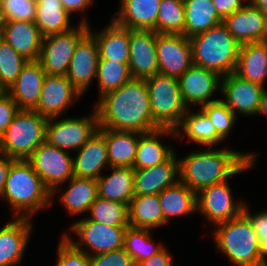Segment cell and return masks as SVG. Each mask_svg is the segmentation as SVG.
I'll return each mask as SVG.
<instances>
[{"label":"cell","mask_w":267,"mask_h":266,"mask_svg":"<svg viewBox=\"0 0 267 266\" xmlns=\"http://www.w3.org/2000/svg\"><path fill=\"white\" fill-rule=\"evenodd\" d=\"M128 210L132 228L151 230L166 224L158 194L134 195Z\"/></svg>","instance_id":"32"},{"label":"cell","mask_w":267,"mask_h":266,"mask_svg":"<svg viewBox=\"0 0 267 266\" xmlns=\"http://www.w3.org/2000/svg\"><path fill=\"white\" fill-rule=\"evenodd\" d=\"M250 2L267 15V0H251Z\"/></svg>","instance_id":"53"},{"label":"cell","mask_w":267,"mask_h":266,"mask_svg":"<svg viewBox=\"0 0 267 266\" xmlns=\"http://www.w3.org/2000/svg\"><path fill=\"white\" fill-rule=\"evenodd\" d=\"M31 231L30 218H16L0 229V266H15L20 263Z\"/></svg>","instance_id":"23"},{"label":"cell","mask_w":267,"mask_h":266,"mask_svg":"<svg viewBox=\"0 0 267 266\" xmlns=\"http://www.w3.org/2000/svg\"><path fill=\"white\" fill-rule=\"evenodd\" d=\"M266 77H267V68H266V72H265V80H266Z\"/></svg>","instance_id":"56"},{"label":"cell","mask_w":267,"mask_h":266,"mask_svg":"<svg viewBox=\"0 0 267 266\" xmlns=\"http://www.w3.org/2000/svg\"><path fill=\"white\" fill-rule=\"evenodd\" d=\"M36 17L34 23L43 37L63 33L74 28L70 15L60 0H36Z\"/></svg>","instance_id":"35"},{"label":"cell","mask_w":267,"mask_h":266,"mask_svg":"<svg viewBox=\"0 0 267 266\" xmlns=\"http://www.w3.org/2000/svg\"><path fill=\"white\" fill-rule=\"evenodd\" d=\"M159 73L181 77L192 65L190 39L182 34H160L156 37Z\"/></svg>","instance_id":"13"},{"label":"cell","mask_w":267,"mask_h":266,"mask_svg":"<svg viewBox=\"0 0 267 266\" xmlns=\"http://www.w3.org/2000/svg\"><path fill=\"white\" fill-rule=\"evenodd\" d=\"M222 23L241 45L267 41V15L250 1L225 17Z\"/></svg>","instance_id":"19"},{"label":"cell","mask_w":267,"mask_h":266,"mask_svg":"<svg viewBox=\"0 0 267 266\" xmlns=\"http://www.w3.org/2000/svg\"><path fill=\"white\" fill-rule=\"evenodd\" d=\"M154 122L160 128L176 129L187 111L176 77L157 73L146 78Z\"/></svg>","instance_id":"7"},{"label":"cell","mask_w":267,"mask_h":266,"mask_svg":"<svg viewBox=\"0 0 267 266\" xmlns=\"http://www.w3.org/2000/svg\"><path fill=\"white\" fill-rule=\"evenodd\" d=\"M222 76L210 69L192 65L178 78L179 88L187 108L199 104L204 106L219 99H211L215 92L221 90Z\"/></svg>","instance_id":"14"},{"label":"cell","mask_w":267,"mask_h":266,"mask_svg":"<svg viewBox=\"0 0 267 266\" xmlns=\"http://www.w3.org/2000/svg\"><path fill=\"white\" fill-rule=\"evenodd\" d=\"M88 117L49 118L46 123L45 141L61 150L78 151L99 129L95 108ZM58 121H57V120Z\"/></svg>","instance_id":"9"},{"label":"cell","mask_w":267,"mask_h":266,"mask_svg":"<svg viewBox=\"0 0 267 266\" xmlns=\"http://www.w3.org/2000/svg\"><path fill=\"white\" fill-rule=\"evenodd\" d=\"M128 205L98 196L89 208L88 219L113 227H129Z\"/></svg>","instance_id":"37"},{"label":"cell","mask_w":267,"mask_h":266,"mask_svg":"<svg viewBox=\"0 0 267 266\" xmlns=\"http://www.w3.org/2000/svg\"><path fill=\"white\" fill-rule=\"evenodd\" d=\"M160 2L161 0H121L119 11L115 12L111 20L130 30L156 32Z\"/></svg>","instance_id":"25"},{"label":"cell","mask_w":267,"mask_h":266,"mask_svg":"<svg viewBox=\"0 0 267 266\" xmlns=\"http://www.w3.org/2000/svg\"><path fill=\"white\" fill-rule=\"evenodd\" d=\"M267 68V41L240 46L235 74L243 80L265 86Z\"/></svg>","instance_id":"29"},{"label":"cell","mask_w":267,"mask_h":266,"mask_svg":"<svg viewBox=\"0 0 267 266\" xmlns=\"http://www.w3.org/2000/svg\"><path fill=\"white\" fill-rule=\"evenodd\" d=\"M111 174H102L98 179V196L103 199L129 204L134 197V169L110 167Z\"/></svg>","instance_id":"30"},{"label":"cell","mask_w":267,"mask_h":266,"mask_svg":"<svg viewBox=\"0 0 267 266\" xmlns=\"http://www.w3.org/2000/svg\"><path fill=\"white\" fill-rule=\"evenodd\" d=\"M99 50L95 37L88 31L77 43L65 75L84 95L97 75Z\"/></svg>","instance_id":"17"},{"label":"cell","mask_w":267,"mask_h":266,"mask_svg":"<svg viewBox=\"0 0 267 266\" xmlns=\"http://www.w3.org/2000/svg\"><path fill=\"white\" fill-rule=\"evenodd\" d=\"M185 10V36L191 38L222 23L212 0H183Z\"/></svg>","instance_id":"33"},{"label":"cell","mask_w":267,"mask_h":266,"mask_svg":"<svg viewBox=\"0 0 267 266\" xmlns=\"http://www.w3.org/2000/svg\"><path fill=\"white\" fill-rule=\"evenodd\" d=\"M63 8L71 15L76 12H83L89 8L93 0H60Z\"/></svg>","instance_id":"50"},{"label":"cell","mask_w":267,"mask_h":266,"mask_svg":"<svg viewBox=\"0 0 267 266\" xmlns=\"http://www.w3.org/2000/svg\"><path fill=\"white\" fill-rule=\"evenodd\" d=\"M89 32L95 37L99 59L129 63L130 29L116 24L113 20L100 32Z\"/></svg>","instance_id":"27"},{"label":"cell","mask_w":267,"mask_h":266,"mask_svg":"<svg viewBox=\"0 0 267 266\" xmlns=\"http://www.w3.org/2000/svg\"><path fill=\"white\" fill-rule=\"evenodd\" d=\"M156 33L185 35L183 0H161L156 20Z\"/></svg>","instance_id":"39"},{"label":"cell","mask_w":267,"mask_h":266,"mask_svg":"<svg viewBox=\"0 0 267 266\" xmlns=\"http://www.w3.org/2000/svg\"><path fill=\"white\" fill-rule=\"evenodd\" d=\"M90 266H136L124 248L89 256Z\"/></svg>","instance_id":"45"},{"label":"cell","mask_w":267,"mask_h":266,"mask_svg":"<svg viewBox=\"0 0 267 266\" xmlns=\"http://www.w3.org/2000/svg\"><path fill=\"white\" fill-rule=\"evenodd\" d=\"M73 157V173L75 177L97 180L102 169L109 166L107 143L105 136L97 130L95 134L78 150Z\"/></svg>","instance_id":"22"},{"label":"cell","mask_w":267,"mask_h":266,"mask_svg":"<svg viewBox=\"0 0 267 266\" xmlns=\"http://www.w3.org/2000/svg\"><path fill=\"white\" fill-rule=\"evenodd\" d=\"M39 61H28L6 91L20 110H35L40 98L42 84L46 76Z\"/></svg>","instance_id":"21"},{"label":"cell","mask_w":267,"mask_h":266,"mask_svg":"<svg viewBox=\"0 0 267 266\" xmlns=\"http://www.w3.org/2000/svg\"><path fill=\"white\" fill-rule=\"evenodd\" d=\"M264 88L231 73L222 76L220 91L224 99L221 100L235 115L237 113L245 116L257 115Z\"/></svg>","instance_id":"15"},{"label":"cell","mask_w":267,"mask_h":266,"mask_svg":"<svg viewBox=\"0 0 267 266\" xmlns=\"http://www.w3.org/2000/svg\"><path fill=\"white\" fill-rule=\"evenodd\" d=\"M151 230L128 227L125 232L124 249L135 264L149 259L164 248L163 244L152 241ZM155 244V245H154Z\"/></svg>","instance_id":"38"},{"label":"cell","mask_w":267,"mask_h":266,"mask_svg":"<svg viewBox=\"0 0 267 266\" xmlns=\"http://www.w3.org/2000/svg\"><path fill=\"white\" fill-rule=\"evenodd\" d=\"M96 78L98 81L99 95L102 97L118 89L132 77L128 63L99 59Z\"/></svg>","instance_id":"40"},{"label":"cell","mask_w":267,"mask_h":266,"mask_svg":"<svg viewBox=\"0 0 267 266\" xmlns=\"http://www.w3.org/2000/svg\"><path fill=\"white\" fill-rule=\"evenodd\" d=\"M214 234L216 249L236 266H267L258 235L249 218L239 216L217 225Z\"/></svg>","instance_id":"4"},{"label":"cell","mask_w":267,"mask_h":266,"mask_svg":"<svg viewBox=\"0 0 267 266\" xmlns=\"http://www.w3.org/2000/svg\"><path fill=\"white\" fill-rule=\"evenodd\" d=\"M28 60L18 54L7 42L0 40V85L7 91Z\"/></svg>","instance_id":"41"},{"label":"cell","mask_w":267,"mask_h":266,"mask_svg":"<svg viewBox=\"0 0 267 266\" xmlns=\"http://www.w3.org/2000/svg\"><path fill=\"white\" fill-rule=\"evenodd\" d=\"M98 130L105 136L109 167L133 168L141 133L108 128H99Z\"/></svg>","instance_id":"28"},{"label":"cell","mask_w":267,"mask_h":266,"mask_svg":"<svg viewBox=\"0 0 267 266\" xmlns=\"http://www.w3.org/2000/svg\"><path fill=\"white\" fill-rule=\"evenodd\" d=\"M5 92V90L3 89V87L0 85V95L3 94Z\"/></svg>","instance_id":"55"},{"label":"cell","mask_w":267,"mask_h":266,"mask_svg":"<svg viewBox=\"0 0 267 266\" xmlns=\"http://www.w3.org/2000/svg\"><path fill=\"white\" fill-rule=\"evenodd\" d=\"M7 24V19L5 16V12L3 11L1 5H0V36H2L3 30Z\"/></svg>","instance_id":"54"},{"label":"cell","mask_w":267,"mask_h":266,"mask_svg":"<svg viewBox=\"0 0 267 266\" xmlns=\"http://www.w3.org/2000/svg\"><path fill=\"white\" fill-rule=\"evenodd\" d=\"M86 18L78 27L43 37L39 62L47 75L65 76L78 41L89 31Z\"/></svg>","instance_id":"8"},{"label":"cell","mask_w":267,"mask_h":266,"mask_svg":"<svg viewBox=\"0 0 267 266\" xmlns=\"http://www.w3.org/2000/svg\"><path fill=\"white\" fill-rule=\"evenodd\" d=\"M158 198L166 224L171 217L191 215L197 211V193L180 181L164 189L158 194Z\"/></svg>","instance_id":"34"},{"label":"cell","mask_w":267,"mask_h":266,"mask_svg":"<svg viewBox=\"0 0 267 266\" xmlns=\"http://www.w3.org/2000/svg\"><path fill=\"white\" fill-rule=\"evenodd\" d=\"M201 110L212 122L217 134L224 140L235 125L237 116L221 100L208 103Z\"/></svg>","instance_id":"42"},{"label":"cell","mask_w":267,"mask_h":266,"mask_svg":"<svg viewBox=\"0 0 267 266\" xmlns=\"http://www.w3.org/2000/svg\"><path fill=\"white\" fill-rule=\"evenodd\" d=\"M171 254L164 247L161 251L146 259L136 266H173V261Z\"/></svg>","instance_id":"49"},{"label":"cell","mask_w":267,"mask_h":266,"mask_svg":"<svg viewBox=\"0 0 267 266\" xmlns=\"http://www.w3.org/2000/svg\"><path fill=\"white\" fill-rule=\"evenodd\" d=\"M14 160L13 158L0 154V196L4 190L8 172Z\"/></svg>","instance_id":"51"},{"label":"cell","mask_w":267,"mask_h":266,"mask_svg":"<svg viewBox=\"0 0 267 266\" xmlns=\"http://www.w3.org/2000/svg\"><path fill=\"white\" fill-rule=\"evenodd\" d=\"M19 110L16 102L6 91L0 95V137L11 124Z\"/></svg>","instance_id":"47"},{"label":"cell","mask_w":267,"mask_h":266,"mask_svg":"<svg viewBox=\"0 0 267 266\" xmlns=\"http://www.w3.org/2000/svg\"><path fill=\"white\" fill-rule=\"evenodd\" d=\"M71 156L69 152L51 146L45 141L27 159L51 191L52 198L63 185L62 183H67L74 177L73 156Z\"/></svg>","instance_id":"11"},{"label":"cell","mask_w":267,"mask_h":266,"mask_svg":"<svg viewBox=\"0 0 267 266\" xmlns=\"http://www.w3.org/2000/svg\"><path fill=\"white\" fill-rule=\"evenodd\" d=\"M68 182V189L60 198L67 212L70 215H78L89 211L90 206L98 197L97 180L74 176Z\"/></svg>","instance_id":"36"},{"label":"cell","mask_w":267,"mask_h":266,"mask_svg":"<svg viewBox=\"0 0 267 266\" xmlns=\"http://www.w3.org/2000/svg\"><path fill=\"white\" fill-rule=\"evenodd\" d=\"M243 213L249 218L250 222L255 229L256 234L259 237L262 252L267 258V209L255 213V215L249 212V209L244 204Z\"/></svg>","instance_id":"46"},{"label":"cell","mask_w":267,"mask_h":266,"mask_svg":"<svg viewBox=\"0 0 267 266\" xmlns=\"http://www.w3.org/2000/svg\"><path fill=\"white\" fill-rule=\"evenodd\" d=\"M156 37L153 30H130L128 66L132 78L146 79L159 73Z\"/></svg>","instance_id":"18"},{"label":"cell","mask_w":267,"mask_h":266,"mask_svg":"<svg viewBox=\"0 0 267 266\" xmlns=\"http://www.w3.org/2000/svg\"><path fill=\"white\" fill-rule=\"evenodd\" d=\"M15 218H30L37 210L52 205V193L34 171L28 160H14L3 192Z\"/></svg>","instance_id":"3"},{"label":"cell","mask_w":267,"mask_h":266,"mask_svg":"<svg viewBox=\"0 0 267 266\" xmlns=\"http://www.w3.org/2000/svg\"><path fill=\"white\" fill-rule=\"evenodd\" d=\"M231 191L228 180L201 189L197 193V212L213 225L239 216L244 204L235 202Z\"/></svg>","instance_id":"12"},{"label":"cell","mask_w":267,"mask_h":266,"mask_svg":"<svg viewBox=\"0 0 267 266\" xmlns=\"http://www.w3.org/2000/svg\"><path fill=\"white\" fill-rule=\"evenodd\" d=\"M99 128L148 133L160 129L154 122L145 79L131 78L102 97L94 106Z\"/></svg>","instance_id":"1"},{"label":"cell","mask_w":267,"mask_h":266,"mask_svg":"<svg viewBox=\"0 0 267 266\" xmlns=\"http://www.w3.org/2000/svg\"><path fill=\"white\" fill-rule=\"evenodd\" d=\"M175 153L153 167L134 170V195L159 194L179 181V160Z\"/></svg>","instance_id":"20"},{"label":"cell","mask_w":267,"mask_h":266,"mask_svg":"<svg viewBox=\"0 0 267 266\" xmlns=\"http://www.w3.org/2000/svg\"><path fill=\"white\" fill-rule=\"evenodd\" d=\"M7 21H30L36 17V0H1Z\"/></svg>","instance_id":"43"},{"label":"cell","mask_w":267,"mask_h":266,"mask_svg":"<svg viewBox=\"0 0 267 266\" xmlns=\"http://www.w3.org/2000/svg\"><path fill=\"white\" fill-rule=\"evenodd\" d=\"M174 130L177 138L182 135V137H188V141L197 145H205V147H213L224 141L217 134L210 119L201 110L194 112L188 108L180 124Z\"/></svg>","instance_id":"31"},{"label":"cell","mask_w":267,"mask_h":266,"mask_svg":"<svg viewBox=\"0 0 267 266\" xmlns=\"http://www.w3.org/2000/svg\"><path fill=\"white\" fill-rule=\"evenodd\" d=\"M210 148L205 147L179 159V181L196 193L251 169L255 164L256 153Z\"/></svg>","instance_id":"2"},{"label":"cell","mask_w":267,"mask_h":266,"mask_svg":"<svg viewBox=\"0 0 267 266\" xmlns=\"http://www.w3.org/2000/svg\"><path fill=\"white\" fill-rule=\"evenodd\" d=\"M81 96L66 76L46 75L35 111L47 119L59 117Z\"/></svg>","instance_id":"16"},{"label":"cell","mask_w":267,"mask_h":266,"mask_svg":"<svg viewBox=\"0 0 267 266\" xmlns=\"http://www.w3.org/2000/svg\"><path fill=\"white\" fill-rule=\"evenodd\" d=\"M57 254L56 266H90L89 255L74 247L63 235Z\"/></svg>","instance_id":"44"},{"label":"cell","mask_w":267,"mask_h":266,"mask_svg":"<svg viewBox=\"0 0 267 266\" xmlns=\"http://www.w3.org/2000/svg\"><path fill=\"white\" fill-rule=\"evenodd\" d=\"M47 120L35 110H19L0 137V154L27 160L45 142Z\"/></svg>","instance_id":"6"},{"label":"cell","mask_w":267,"mask_h":266,"mask_svg":"<svg viewBox=\"0 0 267 266\" xmlns=\"http://www.w3.org/2000/svg\"><path fill=\"white\" fill-rule=\"evenodd\" d=\"M2 39L28 61H38L43 36L34 22L7 21Z\"/></svg>","instance_id":"24"},{"label":"cell","mask_w":267,"mask_h":266,"mask_svg":"<svg viewBox=\"0 0 267 266\" xmlns=\"http://www.w3.org/2000/svg\"><path fill=\"white\" fill-rule=\"evenodd\" d=\"M189 39L193 65L210 69L221 76L235 73L241 44L223 23Z\"/></svg>","instance_id":"5"},{"label":"cell","mask_w":267,"mask_h":266,"mask_svg":"<svg viewBox=\"0 0 267 266\" xmlns=\"http://www.w3.org/2000/svg\"><path fill=\"white\" fill-rule=\"evenodd\" d=\"M128 227H113L94 222L87 217L77 220L71 225L70 230L76 234L78 239L75 241L69 234L63 236L77 249L86 252L89 256L100 253L116 251L124 248L125 232ZM86 246L89 251L83 250ZM92 250V251H91ZM89 252V253H88Z\"/></svg>","instance_id":"10"},{"label":"cell","mask_w":267,"mask_h":266,"mask_svg":"<svg viewBox=\"0 0 267 266\" xmlns=\"http://www.w3.org/2000/svg\"><path fill=\"white\" fill-rule=\"evenodd\" d=\"M258 114H264L267 117V90L265 88L261 95V102L257 115Z\"/></svg>","instance_id":"52"},{"label":"cell","mask_w":267,"mask_h":266,"mask_svg":"<svg viewBox=\"0 0 267 266\" xmlns=\"http://www.w3.org/2000/svg\"><path fill=\"white\" fill-rule=\"evenodd\" d=\"M163 135L176 138L175 130L170 128H160L139 135L134 170L150 168L165 162L174 153L171 146H166L160 141Z\"/></svg>","instance_id":"26"},{"label":"cell","mask_w":267,"mask_h":266,"mask_svg":"<svg viewBox=\"0 0 267 266\" xmlns=\"http://www.w3.org/2000/svg\"><path fill=\"white\" fill-rule=\"evenodd\" d=\"M244 1L246 2H243V0H212V3L218 14L224 19L241 9L248 2L247 0Z\"/></svg>","instance_id":"48"}]
</instances>
